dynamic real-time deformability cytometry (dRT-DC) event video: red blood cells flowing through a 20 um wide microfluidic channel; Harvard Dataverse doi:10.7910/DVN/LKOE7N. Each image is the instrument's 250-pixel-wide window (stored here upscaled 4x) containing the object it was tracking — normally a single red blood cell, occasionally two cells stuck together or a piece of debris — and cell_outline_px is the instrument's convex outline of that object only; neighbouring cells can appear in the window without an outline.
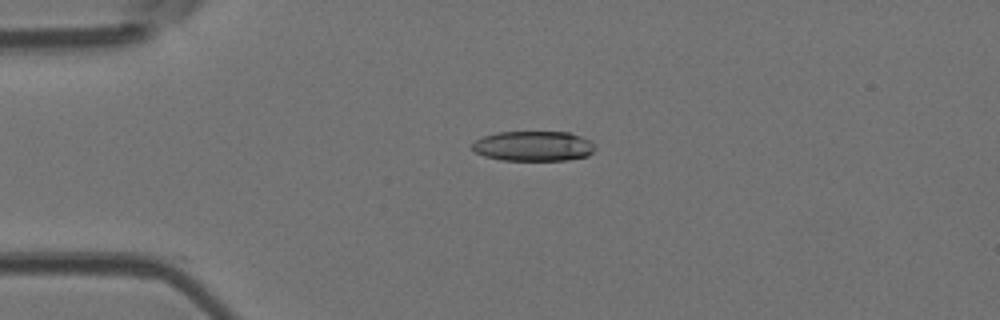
{"species": "Egyptian fruit bat (a non-hibernating species)", "species_latin": "Rousettus aegyptiacus", "temperature_condition": "room temperature", "stored_images_in_passage": 4, "camera_frame_rate_fps": 3000, "um_per_image_px": 0.085, "animal": {"sex": "female"}, "frame": {"image": 1, "passage_image": 3, "time_ms": 0.667, "image_size_px": [1000, 320], "cell_outline_px": [[596, 148], [588, 156], [564, 160], [500, 160], [484, 156], [476, 152], [472, 148], [472, 144], [476, 140], [484, 136], [496, 132], [568, 132], [592, 140]], "centroid_in_image_um": [45.36, 12.41], "position_along_channel_um": 39.6, "area_um2": 21.56}}